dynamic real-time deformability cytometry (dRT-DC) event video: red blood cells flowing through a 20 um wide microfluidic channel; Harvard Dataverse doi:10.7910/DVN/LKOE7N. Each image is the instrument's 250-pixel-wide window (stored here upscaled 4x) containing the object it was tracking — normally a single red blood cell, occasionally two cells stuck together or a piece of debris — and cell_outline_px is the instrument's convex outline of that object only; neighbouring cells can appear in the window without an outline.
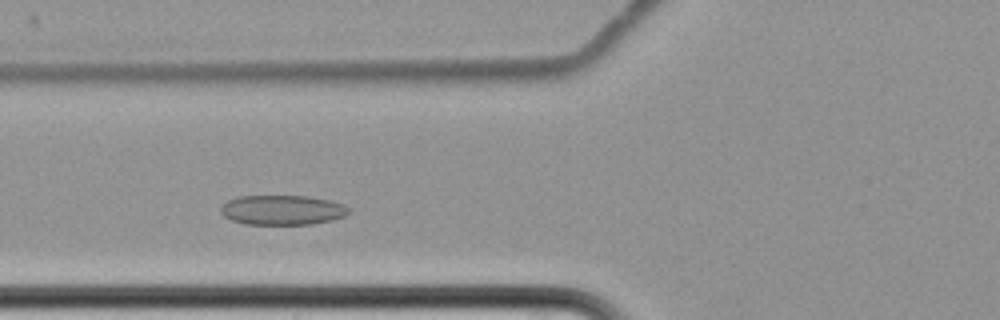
{"species": "common noctule bat (a hibernating species)", "species_latin": "Nyctalus noctula", "temperature_condition": "cold", "stored_images_in_passage": 6, "camera_frame_rate_fps": 3000, "um_per_image_px": 0.085, "animal": {"sex": "female", "body_mass_g": 22.7, "forearm_length_mm": 54.2}, "frame": {"image": 1, "passage_image": 4, "time_ms": 3.667, "image_size_px": [1000, 320], "cell_outline_px": [[348, 212], [344, 216], [332, 220], [312, 224], [244, 224], [232, 220], [224, 216], [220, 212], [220, 208], [228, 200], [236, 196], [308, 196], [332, 200], [344, 204], [348, 208]], "centroid_in_image_um": [23.99, 17.84], "position_along_channel_um": 101.8, "area_um2": 22.25}}
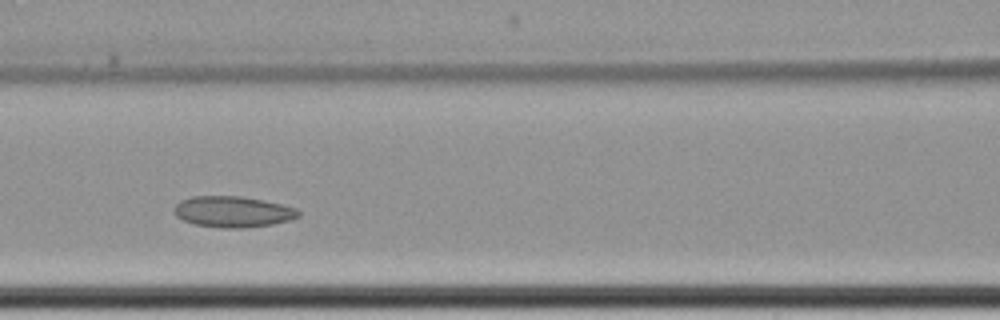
{"frame": {"image": 2, "passage_image": 5, "time_ms": 5.0, "image_size_px": [1000, 320], "cell_outline_px": [[300, 216], [292, 220], [272, 224], [244, 228], [224, 228], [196, 224], [184, 220], [176, 216], [172, 212], [176, 204], [180, 200], [192, 196], [240, 196], [264, 200], [296, 208], [300, 212]], "centroid_in_image_um": [19.8, 17.99], "position_along_channel_um": 146.8, "area_um2": 22.54}}
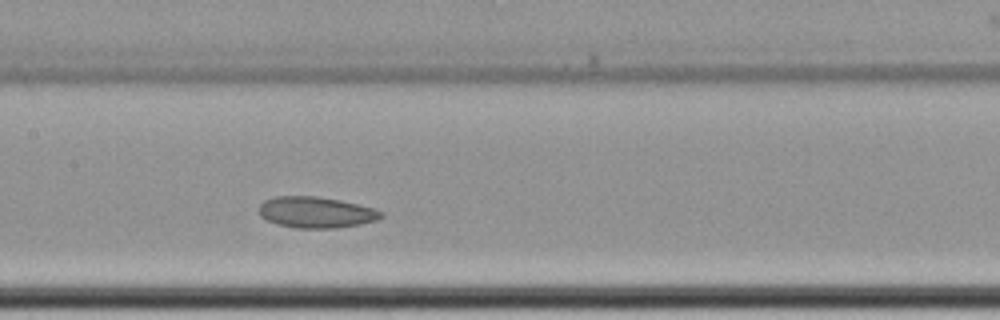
{"frame": {"image": 3, "passage_image": 6, "time_ms": 6.0, "image_size_px": [1000, 320], "cell_outline_px": [[384, 216], [376, 220], [360, 224], [336, 228], [296, 228], [276, 224], [260, 216], [260, 204], [264, 200], [276, 196], [316, 196], [340, 200], [360, 204], [384, 212]], "centroid_in_image_um": [26.87, 18.04], "position_along_channel_um": 180.5, "area_um2": 22.2}}